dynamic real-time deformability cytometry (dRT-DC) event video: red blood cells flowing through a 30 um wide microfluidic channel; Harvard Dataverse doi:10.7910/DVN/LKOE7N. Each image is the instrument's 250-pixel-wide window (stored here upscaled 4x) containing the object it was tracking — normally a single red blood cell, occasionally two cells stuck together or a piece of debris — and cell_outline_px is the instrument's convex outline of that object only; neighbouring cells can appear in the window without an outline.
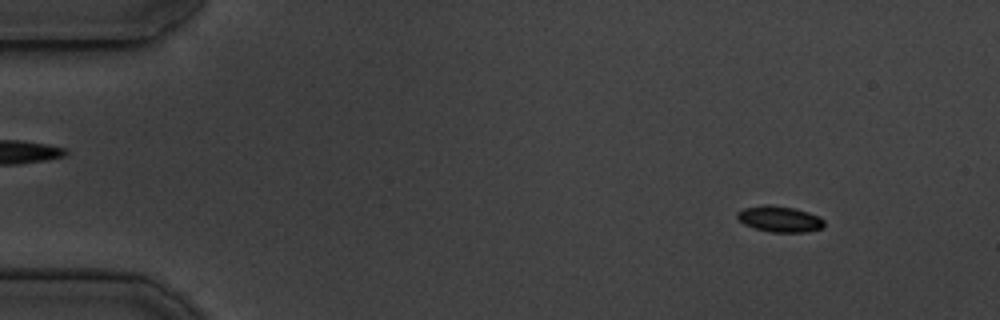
{"species": "common noctule bat (a hibernating species)", "species_latin": "Nyctalus noctula", "temperature_condition": "cold", "stored_images_in_passage": 41, "camera_frame_rate_fps": 3000, "um_per_image_px": 0.085, "animal": {"sex": "male", "body_mass_g": 19.5, "forearm_length_mm": 54.6}, "frame": {"image": 1, "passage_image": 6, "time_ms": 1.667, "image_size_px": [1000, 320], "cell_outline_px": [[824, 228], [804, 232], [772, 232], [756, 228], [744, 224], [736, 216], [736, 212], [744, 208], [764, 204], [768, 204], [792, 208], [808, 212], [820, 216], [824, 220]], "centroid_in_image_um": [66.28, 18.61], "position_along_channel_um": 18.7, "area_um2": 13.12}}
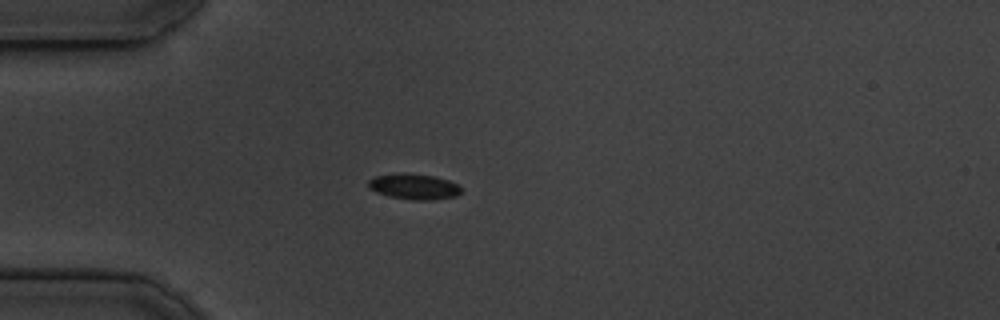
{"frame": {"image": 2, "passage_image": 15, "time_ms": 4.667, "image_size_px": [1000, 320], "cell_outline_px": [[460, 192], [456, 196], [428, 200], [412, 200], [388, 196], [376, 192], [368, 188], [368, 180], [376, 176], [396, 172], [404, 172], [436, 176], [460, 184]], "centroid_in_image_um": [35.16, 15.84], "position_along_channel_um": 49.8, "area_um2": 14.1}}
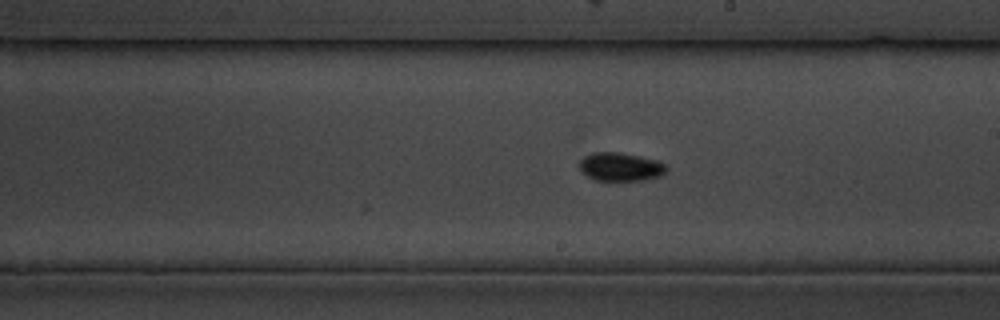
{"frame": {"image": 3, "passage_image": 31, "time_ms": 10.0, "image_size_px": [1000, 320], "cell_outline_px": [[668, 168], [660, 176], [644, 180], [592, 180], [580, 172], [576, 164], [584, 156], [592, 152], [620, 152], [660, 160]], "centroid_in_image_um": [52.68, 14.17], "position_along_channel_um": 236.3, "area_um2": 14.8}}